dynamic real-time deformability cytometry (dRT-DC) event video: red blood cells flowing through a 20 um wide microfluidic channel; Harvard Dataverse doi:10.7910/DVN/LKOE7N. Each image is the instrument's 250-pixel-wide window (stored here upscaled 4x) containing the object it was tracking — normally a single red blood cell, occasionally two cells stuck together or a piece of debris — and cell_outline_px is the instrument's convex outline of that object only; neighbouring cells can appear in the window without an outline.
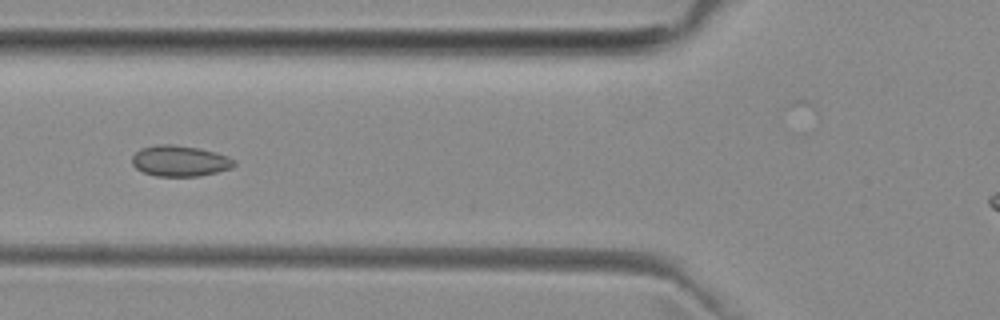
{"species": "common noctule bat (a hibernating species)", "species_latin": "Nyctalus noctula", "temperature_condition": "room temperature", "stored_images_in_passage": 6, "camera_frame_rate_fps": 3000, "um_per_image_px": 0.085, "animal": {"sex": "female", "body_mass_g": 29.2, "forearm_length_mm": 56.3}, "frame": {"image": 1, "passage_image": 5, "time_ms": 6.0, "image_size_px": [1000, 320], "cell_outline_px": [[236, 164], [232, 168], [200, 176], [156, 176], [144, 172], [136, 168], [132, 164], [132, 156], [140, 148], [156, 144], [172, 144], [200, 148], [216, 152], [228, 156], [236, 160]], "centroid_in_image_um": [15.3, 13.67], "position_along_channel_um": 110.5, "area_um2": 18.55}}
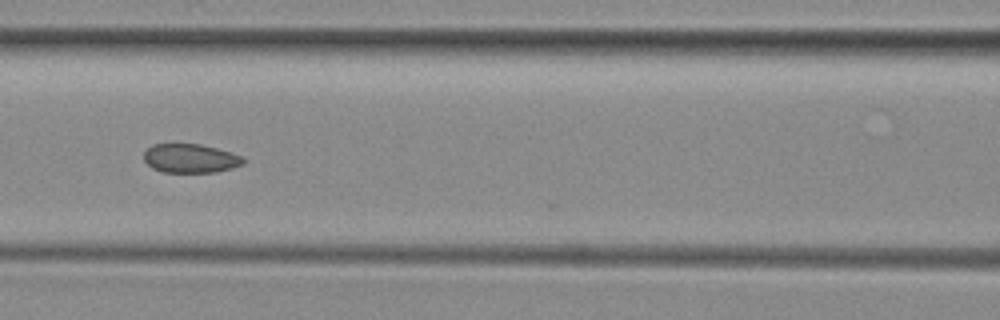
{"frame": {"image": 2, "passage_image": 6, "time_ms": 7.0, "image_size_px": [1000, 320], "cell_outline_px": [[244, 164], [232, 168], [216, 172], [164, 172], [152, 168], [144, 160], [144, 152], [152, 144], [200, 144], [232, 152], [244, 156]], "centroid_in_image_um": [16.21, 13.46], "position_along_channel_um": 150.4, "area_um2": 16.82}}